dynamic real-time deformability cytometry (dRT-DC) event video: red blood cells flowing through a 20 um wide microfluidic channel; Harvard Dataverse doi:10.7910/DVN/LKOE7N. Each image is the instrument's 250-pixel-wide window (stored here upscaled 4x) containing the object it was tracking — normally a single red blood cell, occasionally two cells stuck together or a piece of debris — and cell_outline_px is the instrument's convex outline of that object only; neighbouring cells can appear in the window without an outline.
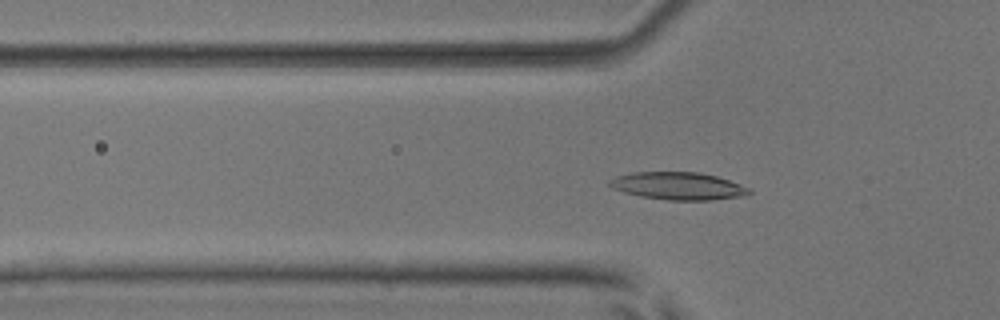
{"species": "common noctule bat (a hibernating species)", "species_latin": "Nyctalus noctula", "temperature_condition": "room temperature", "stored_images_in_passage": 52, "camera_frame_rate_fps": 3000, "um_per_image_px": 0.085, "animal": {"sex": "male", "body_mass_g": 17.9, "forearm_length_mm": 54.2}, "frame": {"image": 1, "passage_image": 17, "time_ms": 5.333, "image_size_px": [1000, 320], "cell_outline_px": [[752, 192], [744, 196], [712, 200], [668, 200], [640, 196], [624, 192], [612, 188], [608, 184], [608, 180], [616, 176], [632, 172], [700, 172], [716, 176], [752, 188]], "centroid_in_image_um": [57.65, 15.8], "position_along_channel_um": 68.1, "area_um2": 22.54}}
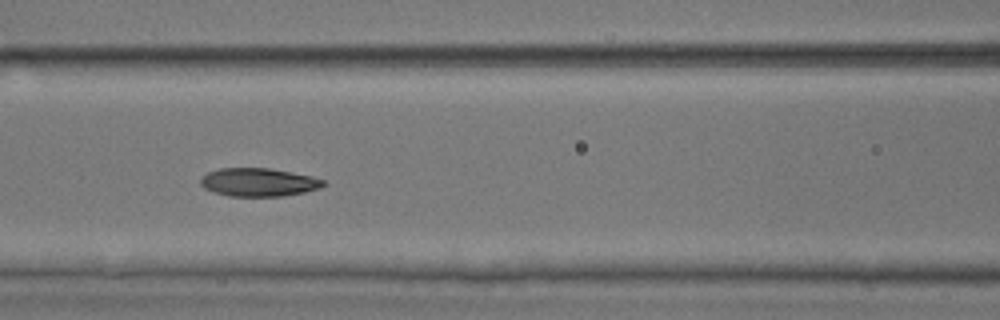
{"frame": {"image": 2, "passage_image": 23, "time_ms": 7.333, "image_size_px": [1000, 320], "cell_outline_px": [[328, 184], [320, 188], [304, 192], [280, 196], [228, 196], [204, 188], [200, 184], [200, 176], [208, 172], [220, 168], [268, 168], [312, 176], [324, 180]], "centroid_in_image_um": [21.98, 15.48], "position_along_channel_um": 144.6, "area_um2": 20.23}}
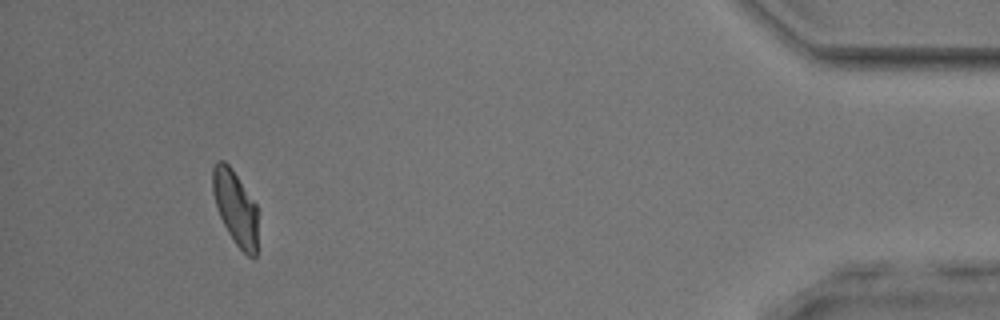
{"frame": {"image": 3, "passage_image": 49, "time_ms": 16.0, "image_size_px": [1000, 320], "cell_outline_px": [[256, 256], [248, 256], [236, 244], [228, 232], [220, 216], [212, 192], [212, 168], [216, 160], [224, 160], [232, 168], [256, 204]], "centroid_in_image_um": [19.98, 17.58], "position_along_channel_um": 415.2, "area_um2": 19.25}, "authors_computed_cell_mechanics": {"area_um2": 20.4034, "velocity_mm_per_s": 3.8647, "shape_relaxation_time_tau1_ms": 6.4877, "shape_relaxation_time_tau2_ms": 2.5328, "deformation_change_tau1": 0.1729, "deformation_change_tau2": 0.0664}}